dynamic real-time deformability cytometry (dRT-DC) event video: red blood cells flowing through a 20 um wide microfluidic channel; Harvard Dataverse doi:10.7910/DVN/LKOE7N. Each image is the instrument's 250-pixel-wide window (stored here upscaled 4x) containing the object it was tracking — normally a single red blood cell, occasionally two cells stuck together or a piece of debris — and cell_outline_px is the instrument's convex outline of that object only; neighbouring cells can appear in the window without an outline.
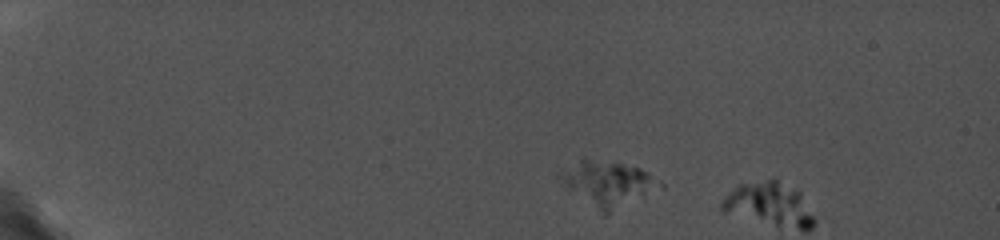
{"species": "common noctule bat (a hibernating species)", "species_latin": "Nyctalus noctula", "temperature_condition": "cold", "stored_images_in_passage": 3, "camera_frame_rate_fps": 5000, "um_per_image_px": 0.085, "animal": {"sex": "female", "body_mass_g": 19.0, "forearm_length_mm": 56.7}, "frame": {"image": 1, "passage_image": 1, "time_ms": 0.0, "image_size_px": [1000, 240], "cell_outline_px": [[664, 188], [604, 216], [568, 188], [556, 172], [584, 156], [640, 168], [648, 172], [664, 184]], "centroid_in_image_um": [51.7, 15.59], "position_along_channel_um": 33.3, "area_um2": 26.59}}